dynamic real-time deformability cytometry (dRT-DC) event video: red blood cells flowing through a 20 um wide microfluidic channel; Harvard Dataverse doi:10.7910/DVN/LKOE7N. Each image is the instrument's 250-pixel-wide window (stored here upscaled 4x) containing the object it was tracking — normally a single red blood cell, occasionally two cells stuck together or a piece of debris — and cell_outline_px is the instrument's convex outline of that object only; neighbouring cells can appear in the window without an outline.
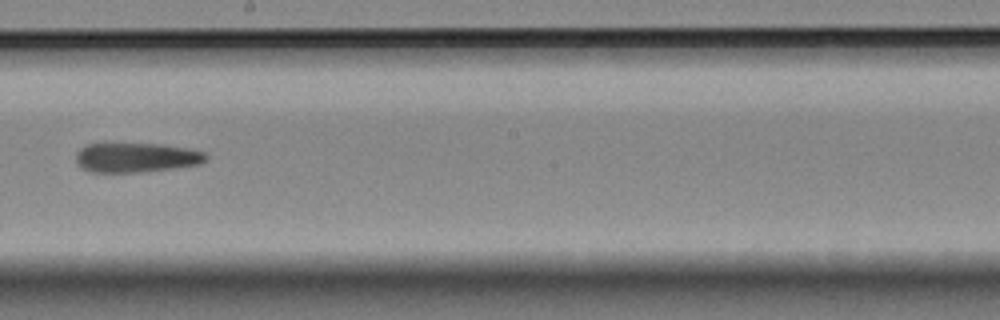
{"species": "Egyptian fruit bat (a non-hibernating species)", "species_latin": "Rousettus aegyptiacus", "temperature_condition": "room temperature", "stored_images_in_passage": 9, "camera_frame_rate_fps": 3000, "um_per_image_px": 0.085, "animal": {"sex": "female"}, "frame": {"image": 1, "passage_image": 9, "time_ms": 2.667, "image_size_px": [1000, 320], "cell_outline_px": [[208, 156], [200, 164], [176, 168], [140, 172], [92, 172], [76, 164], [76, 152], [80, 148], [88, 144], [160, 144], [188, 148], [204, 152]], "centroid_in_image_um": [11.58, 13.39], "position_along_channel_um": 236.6, "area_um2": 22.31}}